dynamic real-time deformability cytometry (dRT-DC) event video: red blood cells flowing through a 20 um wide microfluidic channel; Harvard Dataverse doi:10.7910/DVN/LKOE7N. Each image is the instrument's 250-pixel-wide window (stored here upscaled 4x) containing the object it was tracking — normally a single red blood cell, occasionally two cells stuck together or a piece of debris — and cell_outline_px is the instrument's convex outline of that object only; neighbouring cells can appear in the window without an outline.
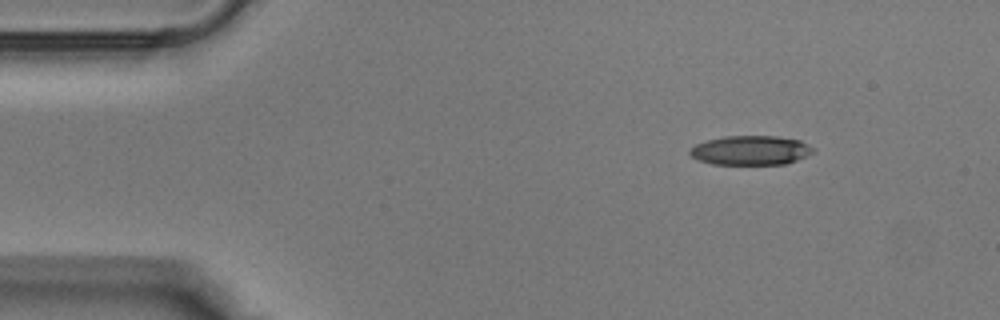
{"species": "Egyptian fruit bat (a non-hibernating species)", "species_latin": "Rousettus aegyptiacus", "temperature_condition": "warm", "stored_images_in_passage": 35, "camera_frame_rate_fps": 3000, "um_per_image_px": 0.085, "animal": {"sex": "male"}, "frame": {"image": 1, "passage_image": 1, "time_ms": 0.0, "image_size_px": [1000, 320], "cell_outline_px": [[816, 148], [812, 152], [796, 160], [784, 164], [712, 164], [696, 160], [688, 152], [696, 144], [708, 140], [724, 136], [776, 136], [800, 140]], "centroid_in_image_um": [63.79, 12.77], "position_along_channel_um": 21.2, "area_um2": 20.98}}
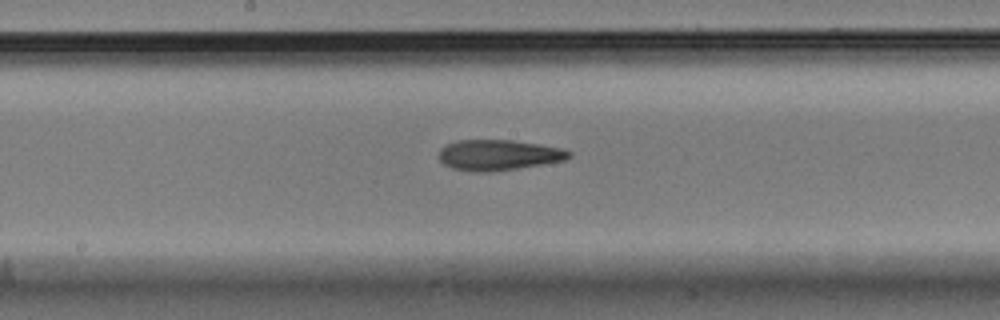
{"frame": {"image": 2, "passage_image": 16, "time_ms": 5.0, "image_size_px": [1000, 320], "cell_outline_px": [[572, 156], [564, 160], [544, 164], [492, 172], [472, 172], [452, 168], [444, 164], [440, 160], [440, 148], [456, 140], [512, 140], [540, 144], [564, 148], [572, 152]], "centroid_in_image_um": [42.4, 13.18], "position_along_channel_um": 205.8, "area_um2": 23.35}}
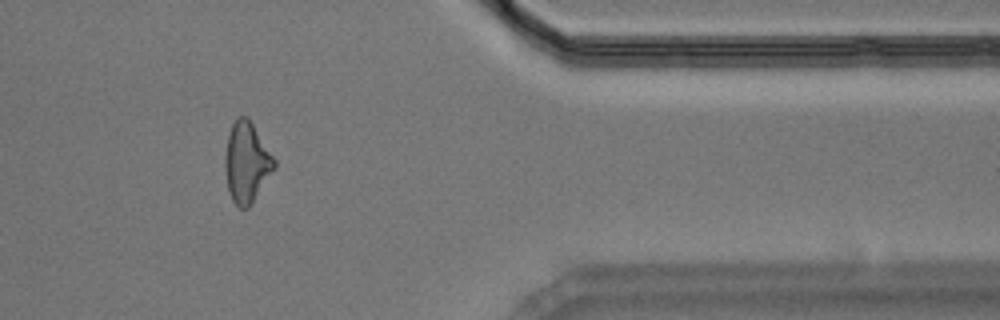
{"frame": {"image": 3, "passage_image": 28, "time_ms": 9.0, "image_size_px": [1000, 320], "cell_outline_px": [[276, 168], [248, 208], [240, 208], [232, 200], [228, 192], [224, 168], [224, 156], [228, 136], [232, 124], [240, 116], [248, 116], [276, 160]], "centroid_in_image_um": [20.96, 13.81], "position_along_channel_um": 390.4, "area_um2": 23.18}}